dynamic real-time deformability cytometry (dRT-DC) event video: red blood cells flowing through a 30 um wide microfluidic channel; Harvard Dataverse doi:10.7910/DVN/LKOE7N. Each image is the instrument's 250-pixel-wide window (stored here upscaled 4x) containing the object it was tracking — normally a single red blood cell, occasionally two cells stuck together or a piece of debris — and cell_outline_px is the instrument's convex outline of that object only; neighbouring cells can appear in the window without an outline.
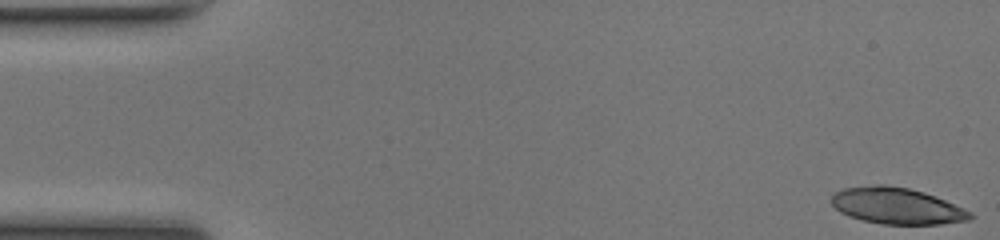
{"species": "common noctule bat (a hibernating species)", "species_latin": "Nyctalus noctula", "temperature_condition": "room temperature", "stored_images_in_passage": 49, "camera_frame_rate_fps": 3000, "um_per_image_px": 0.085, "animal": {"sex": "female", "body_mass_g": 17.0, "forearm_length_mm": 48.0}, "frame": {"image": 1, "passage_image": 1, "time_ms": 0.0, "image_size_px": [1000, 240], "cell_outline_px": [[976, 216], [968, 220], [940, 224], [884, 224], [864, 220], [848, 216], [840, 212], [832, 204], [832, 196], [836, 192], [844, 188], [876, 184], [884, 184], [908, 188], [924, 192], [964, 208], [972, 212]], "centroid_in_image_um": [76.25, 17.5], "position_along_channel_um": 8.8, "area_um2": 29.25}}
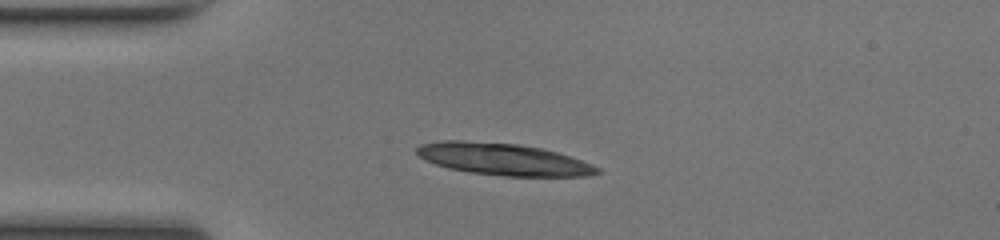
{"frame": {"image": 2, "passage_image": 12, "time_ms": 3.667, "image_size_px": [1000, 240], "cell_outline_px": [[604, 172], [588, 176], [504, 176], [468, 172], [448, 168], [424, 160], [416, 152], [416, 148], [420, 144], [440, 140], [464, 140], [520, 144], [540, 148], [556, 152], [592, 164], [600, 168]], "centroid_in_image_um": [42.77, 13.53], "position_along_channel_um": 42.2, "area_um2": 33.7}}